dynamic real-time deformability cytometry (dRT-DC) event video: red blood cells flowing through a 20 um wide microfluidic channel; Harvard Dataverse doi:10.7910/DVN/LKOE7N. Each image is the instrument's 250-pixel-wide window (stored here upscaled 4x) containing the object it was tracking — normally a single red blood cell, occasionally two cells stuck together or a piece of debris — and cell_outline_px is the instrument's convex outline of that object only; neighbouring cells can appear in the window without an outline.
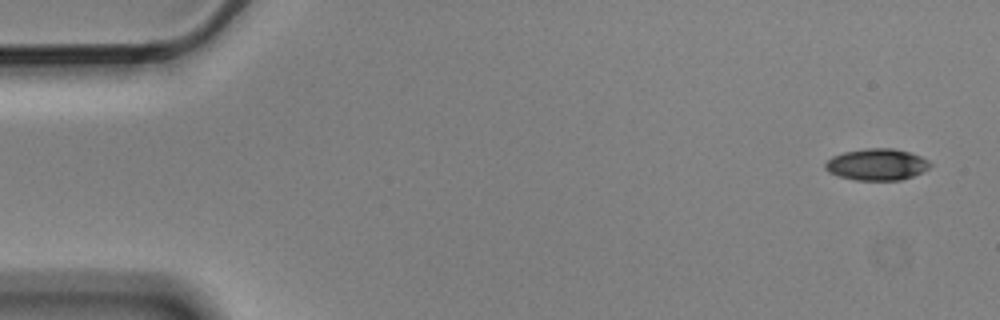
{"species": "Egyptian fruit bat (a non-hibernating species)", "species_latin": "Rousettus aegyptiacus", "temperature_condition": "cold", "stored_images_in_passage": 5, "camera_frame_rate_fps": 3000, "um_per_image_px": 0.085, "animal": {"sex": "male"}, "frame": {"image": 1, "passage_image": 1, "time_ms": 0.0, "image_size_px": [1000, 320], "cell_outline_px": [[932, 164], [928, 168], [912, 176], [900, 180], [856, 180], [840, 176], [828, 172], [824, 168], [824, 164], [832, 156], [844, 152], [868, 148], [892, 148], [908, 152], [920, 156], [928, 160]], "centroid_in_image_um": [74.51, 13.98], "position_along_channel_um": 10.5, "area_um2": 19.13}}
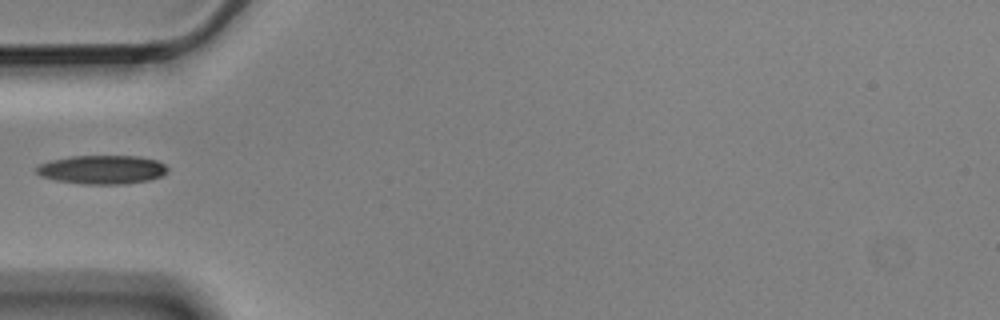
{"frame": {"image": 2, "passage_image": 5, "time_ms": 1.333, "image_size_px": [1000, 320], "cell_outline_px": [[168, 172], [160, 176], [148, 180], [124, 184], [80, 184], [56, 180], [40, 176], [36, 172], [36, 168], [40, 164], [52, 160], [72, 156], [136, 156], [156, 160], [164, 164], [168, 168]], "centroid_in_image_um": [8.67, 14.42], "position_along_channel_um": 76.3, "area_um2": 21.91}}